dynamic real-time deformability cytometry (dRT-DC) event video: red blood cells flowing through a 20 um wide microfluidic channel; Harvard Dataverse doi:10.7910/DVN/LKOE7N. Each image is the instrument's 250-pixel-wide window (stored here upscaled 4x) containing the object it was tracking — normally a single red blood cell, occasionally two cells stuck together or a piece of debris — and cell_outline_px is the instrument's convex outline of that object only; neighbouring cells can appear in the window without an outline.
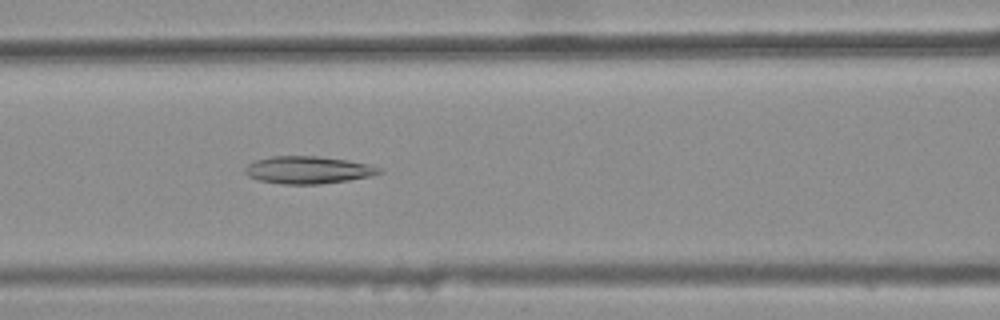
{"species": "common noctule bat (a hibernating species)", "species_latin": "Nyctalus noctula", "temperature_condition": "warm", "stored_images_in_passage": 29, "camera_frame_rate_fps": 3000, "um_per_image_px": 0.085, "animal": {"sex": "female", "body_mass_g": 25.1}, "frame": {"image": 1, "passage_image": 6, "time_ms": 1.667, "image_size_px": [1000, 320], "cell_outline_px": [[384, 172], [368, 176], [348, 180], [320, 184], [280, 184], [260, 180], [248, 176], [244, 172], [244, 168], [248, 164], [256, 160], [272, 156], [320, 156], [348, 160], [368, 164], [384, 168]], "centroid_in_image_um": [26.2, 14.44], "position_along_channel_um": 140.4, "area_um2": 21.5}}
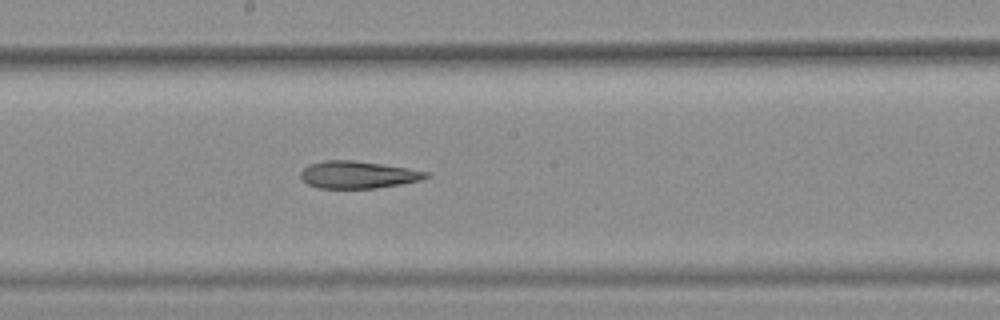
{"frame": {"image": 2, "passage_image": 12, "time_ms": 3.667, "image_size_px": [1000, 320], "cell_outline_px": [[432, 176], [420, 180], [400, 184], [376, 188], [316, 188], [308, 184], [300, 176], [300, 172], [308, 164], [324, 160], [352, 160], [408, 168], [432, 172]], "centroid_in_image_um": [30.44, 14.85], "position_along_channel_um": 217.8, "area_um2": 20.0}}
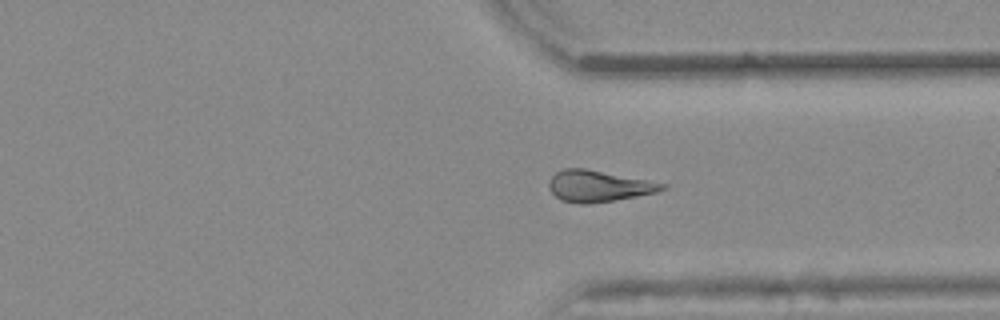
{"frame": {"image": 3, "passage_image": 23, "time_ms": 7.333, "image_size_px": [1000, 320], "cell_outline_px": [[668, 184], [664, 188], [656, 192], [616, 200], [588, 204], [580, 204], [560, 200], [548, 188], [548, 180], [556, 172], [564, 168], [584, 168]], "centroid_in_image_um": [50.82, 15.82], "position_along_channel_um": 360.6, "area_um2": 20.58}}